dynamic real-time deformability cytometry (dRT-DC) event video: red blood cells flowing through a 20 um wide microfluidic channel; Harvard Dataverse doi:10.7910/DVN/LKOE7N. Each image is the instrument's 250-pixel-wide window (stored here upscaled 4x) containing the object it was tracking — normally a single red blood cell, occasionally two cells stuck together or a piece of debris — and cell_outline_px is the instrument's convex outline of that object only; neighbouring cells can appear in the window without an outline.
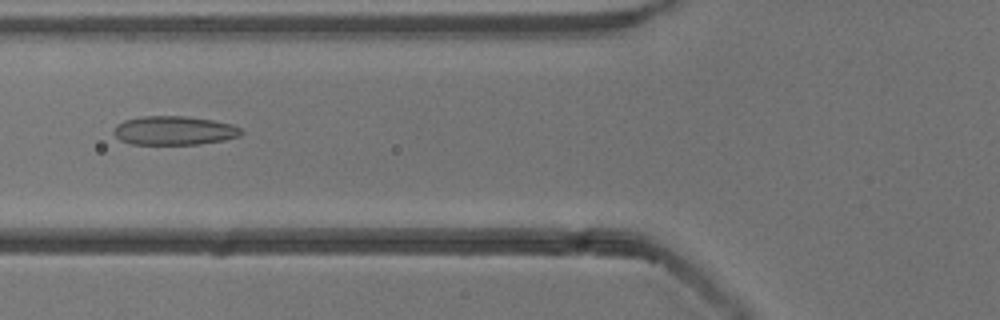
{"species": "common noctule bat (a hibernating species)", "species_latin": "Nyctalus noctula", "temperature_condition": "cold", "stored_images_in_passage": 37, "camera_frame_rate_fps": 3000, "um_per_image_px": 0.085, "animal": {"sex": "male", "body_mass_g": 13.3}, "frame": {"image": 1, "passage_image": 6, "time_ms": 1.667, "image_size_px": [1000, 320], "cell_outline_px": [[244, 132], [240, 136], [224, 140], [200, 144], [132, 144], [120, 140], [112, 132], [116, 124], [124, 120], [140, 116], [184, 116], [212, 120], [232, 124], [240, 128]], "centroid_in_image_um": [14.79, 11.09], "position_along_channel_um": 111.0, "area_um2": 21.56}}
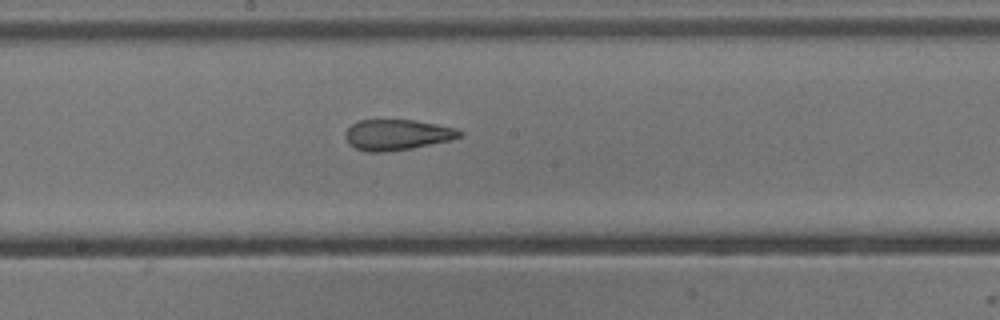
{"frame": {"image": 2, "passage_image": 14, "time_ms": 4.333, "image_size_px": [1000, 320], "cell_outline_px": [[464, 136], [452, 140], [412, 148], [384, 152], [368, 152], [356, 148], [348, 144], [344, 136], [344, 132], [352, 124], [360, 120], [416, 120], [456, 128], [464, 132]], "centroid_in_image_um": [33.78, 11.46], "position_along_channel_um": 214.4, "area_um2": 20.63}}
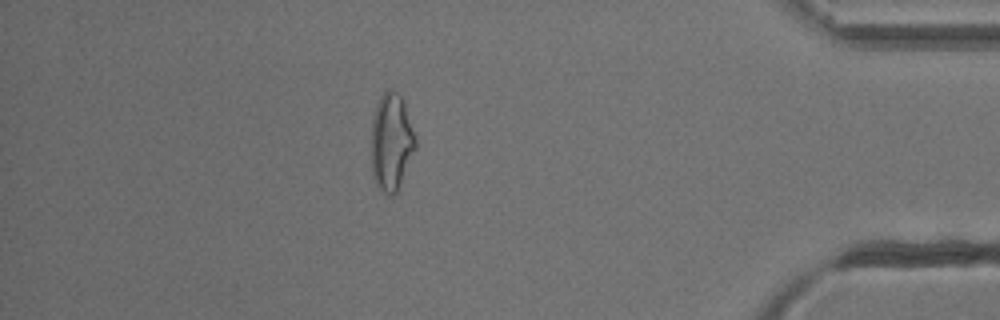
{"frame": {"image": 3, "passage_image": 32, "time_ms": 10.333, "image_size_px": [1000, 320], "cell_outline_px": [[416, 148], [400, 188], [392, 196], [388, 196], [376, 184], [372, 172], [372, 116], [376, 104], [380, 96], [388, 88], [392, 88], [400, 96], [404, 104], [416, 140]], "centroid_in_image_um": [33.26, 12.09], "position_along_channel_um": 401.9, "area_um2": 25.09}}